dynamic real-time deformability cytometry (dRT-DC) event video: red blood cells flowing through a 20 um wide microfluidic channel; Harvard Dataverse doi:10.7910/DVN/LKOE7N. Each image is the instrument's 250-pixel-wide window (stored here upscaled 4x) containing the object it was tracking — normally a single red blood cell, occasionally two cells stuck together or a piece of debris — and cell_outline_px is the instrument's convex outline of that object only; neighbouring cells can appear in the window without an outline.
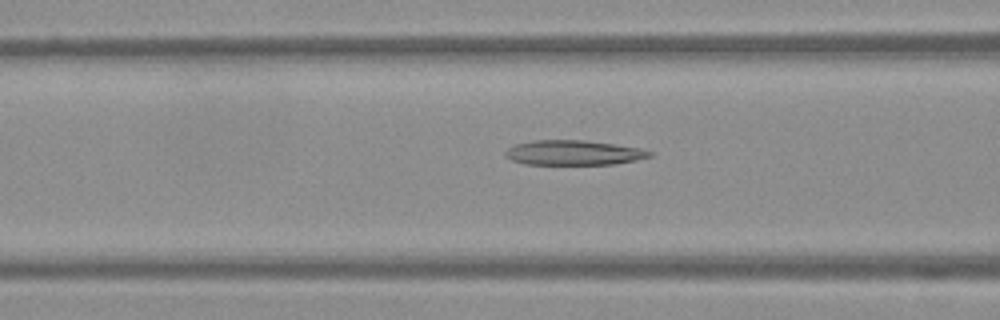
{"species": "Egyptian fruit bat (a non-hibernating species)", "species_latin": "Rousettus aegyptiacus", "temperature_condition": "warm", "stored_images_in_passage": 52, "camera_frame_rate_fps": 3000, "um_per_image_px": 0.085, "frame": {"image": 1, "passage_image": 21, "time_ms": 6.667, "image_size_px": [1000, 320], "cell_outline_px": [[652, 156], [636, 160], [612, 164], [524, 164], [512, 160], [504, 156], [504, 152], [508, 148], [516, 144], [536, 140], [584, 140], [612, 144], [636, 148], [652, 152]], "centroid_in_image_um": [48.7, 12.98], "position_along_channel_um": 117.9, "area_um2": 20.58}}
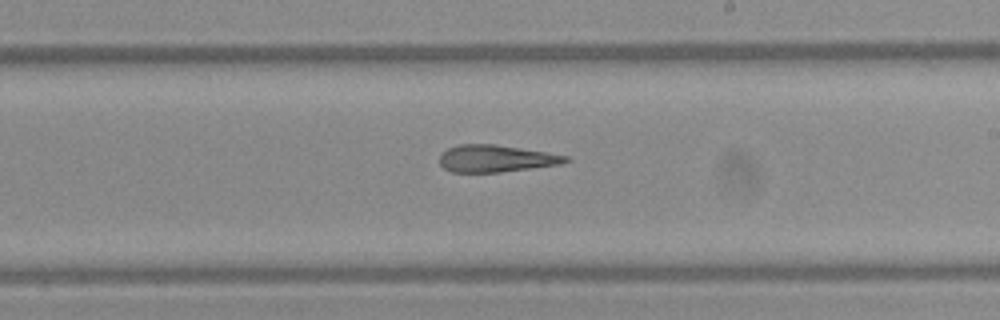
{"frame": {"image": 2, "passage_image": 31, "time_ms": 10.0, "image_size_px": [1000, 320], "cell_outline_px": [[572, 160], [560, 164], [500, 172], [452, 172], [444, 168], [440, 164], [440, 156], [448, 148], [460, 144], [496, 144], [568, 156]], "centroid_in_image_um": [42.15, 13.47], "position_along_channel_um": 246.9, "area_um2": 19.65}}
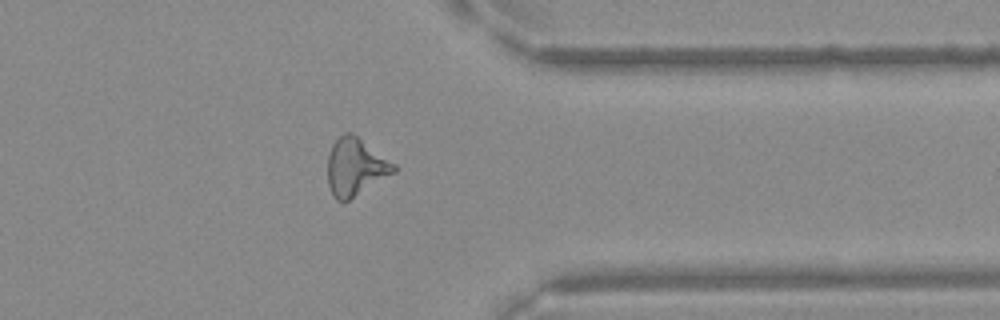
{"frame": {"image": 3, "passage_image": 42, "time_ms": 13.667, "image_size_px": [1000, 320], "cell_outline_px": [[396, 172], [344, 204], [336, 200], [332, 196], [328, 184], [328, 156], [332, 144], [344, 132], [352, 132], [396, 164]], "centroid_in_image_um": [30.21, 14.23], "position_along_channel_um": 381.2, "area_um2": 22.54}}